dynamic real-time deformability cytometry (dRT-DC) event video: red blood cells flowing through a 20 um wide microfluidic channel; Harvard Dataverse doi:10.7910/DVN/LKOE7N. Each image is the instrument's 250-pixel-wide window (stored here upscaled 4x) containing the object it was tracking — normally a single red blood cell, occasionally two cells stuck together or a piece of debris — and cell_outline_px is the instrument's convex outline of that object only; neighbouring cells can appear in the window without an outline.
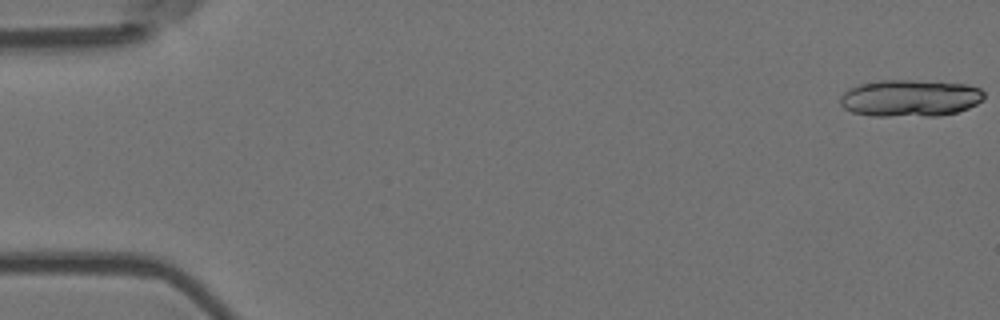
{"species": "Egyptian fruit bat (a non-hibernating species)", "species_latin": "Rousettus aegyptiacus", "temperature_condition": "room temperature", "stored_images_in_passage": 20, "camera_frame_rate_fps": 3000, "um_per_image_px": 0.085, "animal": {"sex": "female"}, "frame": {"image": 1, "passage_image": 1, "time_ms": 0.0, "image_size_px": [1000, 320], "cell_outline_px": [[984, 96], [976, 104], [968, 108], [956, 112], [940, 116], [872, 116], [852, 112], [844, 108], [840, 104], [840, 96], [848, 88], [860, 84], [876, 80], [912, 80], [968, 84], [980, 88], [984, 92]], "centroid_in_image_um": [77.33, 8.34], "position_along_channel_um": 7.7, "area_um2": 31.21}}